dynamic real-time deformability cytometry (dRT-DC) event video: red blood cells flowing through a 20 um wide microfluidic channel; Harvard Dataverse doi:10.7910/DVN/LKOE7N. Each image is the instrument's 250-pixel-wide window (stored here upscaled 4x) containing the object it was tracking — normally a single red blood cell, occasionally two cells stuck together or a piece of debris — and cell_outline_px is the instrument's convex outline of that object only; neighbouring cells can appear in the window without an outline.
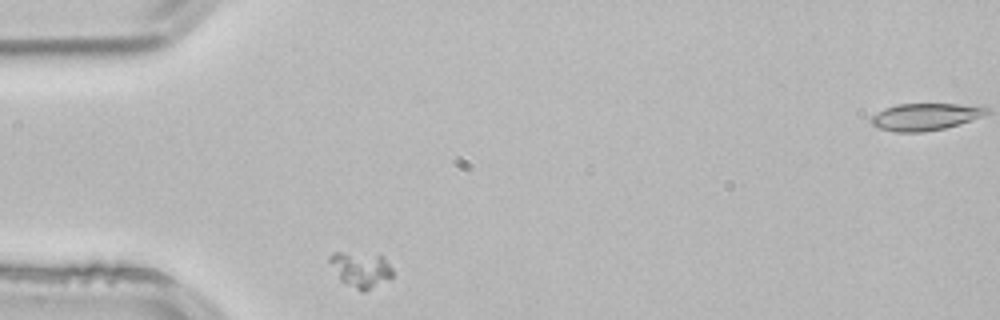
{"species": "common noctule bat (a hibernating species)", "species_latin": "Nyctalus noctula", "temperature_condition": "room temperature", "stored_images_in_passage": 2, "segment_of_instrument_passage": [1, 2], "camera_frame_rate_fps": 3000, "um_per_image_px": 0.085, "animal": {"sex": "male", "body_mass_g": 21.5, "forearm_length_mm": 52.0}, "frame": {"image": 1, "passage_image": 1, "time_ms": 0.0, "image_size_px": [1000, 320], "cell_outline_px": [[392, 276], [364, 292], [360, 292], [340, 280], [328, 260], [328, 256], [332, 252], [340, 252], [384, 256], [392, 268]], "centroid_in_image_um": [30.64, 22.91], "position_along_channel_um": 54.4, "area_um2": 12.83}}